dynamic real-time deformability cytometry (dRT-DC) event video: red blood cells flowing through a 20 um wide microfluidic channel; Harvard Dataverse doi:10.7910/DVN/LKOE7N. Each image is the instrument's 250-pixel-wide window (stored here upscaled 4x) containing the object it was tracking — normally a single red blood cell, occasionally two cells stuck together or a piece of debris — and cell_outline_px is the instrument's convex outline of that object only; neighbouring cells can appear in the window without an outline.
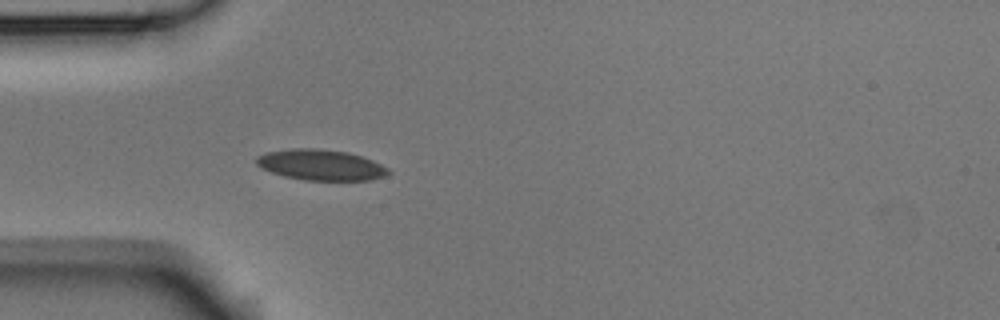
{"species": "Egyptian fruit bat (a non-hibernating species)", "species_latin": "Rousettus aegyptiacus", "temperature_condition": "room temperature", "stored_images_in_passage": 4, "camera_frame_rate_fps": 3000, "um_per_image_px": 0.085, "animal": {"sex": "male"}, "frame": {"image": 1, "passage_image": 4, "time_ms": 1.0, "image_size_px": [1000, 320], "cell_outline_px": [[392, 172], [384, 176], [368, 180], [304, 180], [284, 176], [272, 172], [256, 164], [256, 156], [264, 152], [292, 148], [316, 148], [348, 152], [372, 160], [388, 168]], "centroid_in_image_um": [27.25, 14.01], "position_along_channel_um": 57.7, "area_um2": 23.58}}